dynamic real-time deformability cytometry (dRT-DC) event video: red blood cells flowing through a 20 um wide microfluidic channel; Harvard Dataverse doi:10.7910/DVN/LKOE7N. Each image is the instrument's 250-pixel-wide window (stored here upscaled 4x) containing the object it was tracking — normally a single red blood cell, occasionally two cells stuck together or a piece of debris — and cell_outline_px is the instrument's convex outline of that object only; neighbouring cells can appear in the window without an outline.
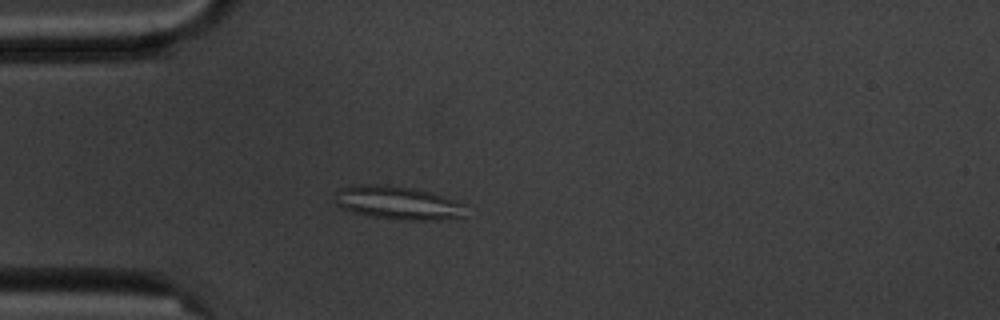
{"species": "common noctule bat (a hibernating species)", "species_latin": "Nyctalus noctula", "temperature_condition": "cold", "stored_images_in_passage": 4, "camera_frame_rate_fps": 3000, "um_per_image_px": 0.085, "animal": {"sex": "male", "body_mass_g": 20.1, "forearm_length_mm": 53.5}, "frame": {"image": 1, "passage_image": 4, "time_ms": 3.333, "image_size_px": [1000, 320], "cell_outline_px": [[468, 204], [464, 220], [408, 220], [372, 216], [352, 212], [336, 204], [336, 192], [340, 188], [360, 184], [376, 184], [412, 188], [428, 192]], "centroid_in_image_um": [33.93, 17.26], "position_along_channel_um": 51.1, "area_um2": 25.61}}